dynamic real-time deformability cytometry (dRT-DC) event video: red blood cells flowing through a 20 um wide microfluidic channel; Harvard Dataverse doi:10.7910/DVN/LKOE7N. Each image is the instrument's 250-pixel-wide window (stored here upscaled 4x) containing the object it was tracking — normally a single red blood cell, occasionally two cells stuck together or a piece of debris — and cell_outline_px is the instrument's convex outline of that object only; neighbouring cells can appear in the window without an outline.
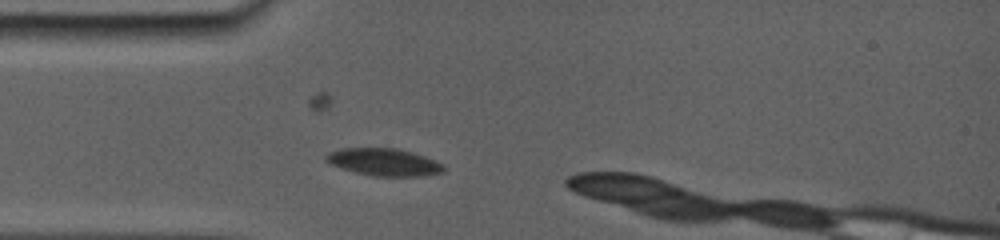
{"species": "common noctule bat (a hibernating species)", "species_latin": "Nyctalus noctula", "temperature_condition": "room temperature", "stored_images_in_passage": 1, "camera_frame_rate_fps": 5000, "um_per_image_px": 0.085, "animal": {"sex": "female", "body_mass_g": 19.0, "forearm_length_mm": 56.7}, "frame": {"image": 1, "passage_image": 1, "time_ms": 0.0, "image_size_px": [1000, 240], "cell_outline_px": [[444, 172], [420, 176], [372, 176], [356, 172], [332, 164], [324, 160], [324, 156], [328, 152], [344, 148], [392, 148], [408, 152], [444, 164]], "centroid_in_image_um": [32.59, 13.79], "position_along_channel_um": 52.4, "area_um2": 18.26}}